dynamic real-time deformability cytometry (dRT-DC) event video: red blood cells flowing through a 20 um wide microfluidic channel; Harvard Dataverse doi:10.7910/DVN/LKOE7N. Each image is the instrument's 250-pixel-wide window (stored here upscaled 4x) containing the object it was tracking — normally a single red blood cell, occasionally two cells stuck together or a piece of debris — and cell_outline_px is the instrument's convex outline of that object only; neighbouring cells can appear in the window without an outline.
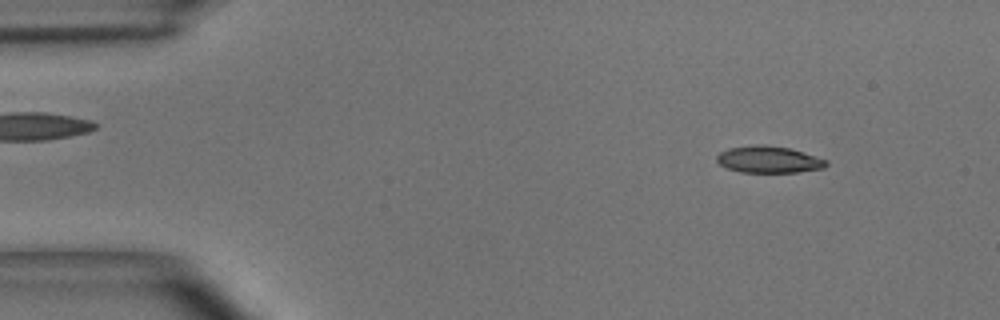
{"species": "common noctule bat (a hibernating species)", "species_latin": "Nyctalus noctula", "temperature_condition": "room temperature", "stored_images_in_passage": 3, "camera_frame_rate_fps": 3000, "um_per_image_px": 0.085, "animal": {"sex": "male", "body_mass_g": 15.6}, "frame": {"image": 1, "passage_image": 1, "time_ms": 0.0, "image_size_px": [1000, 320], "cell_outline_px": [[828, 164], [824, 168], [796, 172], [740, 172], [728, 168], [720, 164], [716, 160], [716, 156], [720, 152], [728, 148], [760, 144], [764, 144], [788, 148], [828, 160]], "centroid_in_image_um": [65.33, 13.56], "position_along_channel_um": 19.7, "area_um2": 16.94}}